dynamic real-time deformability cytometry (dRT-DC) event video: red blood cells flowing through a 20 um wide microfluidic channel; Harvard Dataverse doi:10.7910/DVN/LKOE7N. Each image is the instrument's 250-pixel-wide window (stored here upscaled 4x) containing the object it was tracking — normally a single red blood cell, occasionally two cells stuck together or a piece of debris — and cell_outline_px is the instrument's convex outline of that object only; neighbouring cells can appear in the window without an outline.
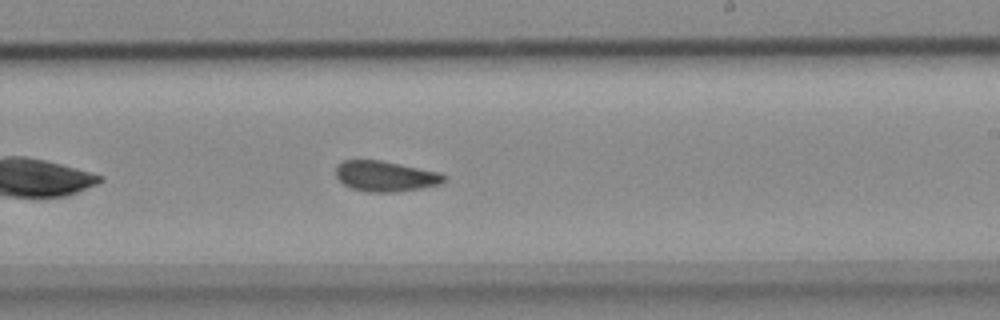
{"species": "common noctule bat (a hibernating species)", "species_latin": "Nyctalus noctula", "temperature_condition": "cold", "stored_images_in_passage": 26, "camera_frame_rate_fps": 3000, "um_per_image_px": 0.085, "animal": {"sex": "female", "body_mass_g": 18.4}, "frame": {"image": 1, "passage_image": 19, "time_ms": 6.0, "image_size_px": [1000, 320], "cell_outline_px": [[448, 176], [440, 184], [420, 188], [396, 192], [372, 192], [352, 188], [344, 184], [336, 176], [336, 164], [344, 160], [380, 160], [440, 172]], "centroid_in_image_um": [32.77, 14.97], "position_along_channel_um": 256.2, "area_um2": 19.13}}